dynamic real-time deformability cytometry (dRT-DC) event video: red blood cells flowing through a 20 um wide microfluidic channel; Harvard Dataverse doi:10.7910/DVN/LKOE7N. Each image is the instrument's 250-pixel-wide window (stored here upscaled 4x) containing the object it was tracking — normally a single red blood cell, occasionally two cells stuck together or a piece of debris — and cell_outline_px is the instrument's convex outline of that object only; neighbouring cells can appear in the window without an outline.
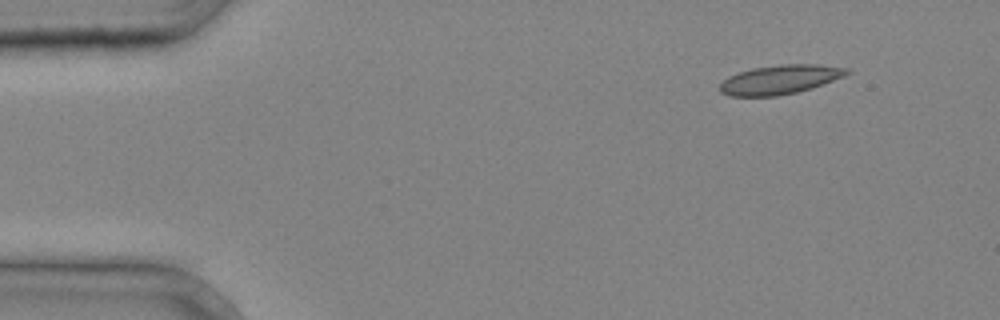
{"species": "common noctule bat (a hibernating species)", "species_latin": "Nyctalus noctula", "temperature_condition": "cold", "stored_images_in_passage": 2, "camera_frame_rate_fps": 3000, "um_per_image_px": 0.085, "animal": {"sex": "male", "body_mass_g": 20.4}, "frame": {"image": 1, "passage_image": 2, "time_ms": 0.333, "image_size_px": [1000, 320], "cell_outline_px": [[852, 72], [844, 76], [812, 88], [796, 92], [776, 96], [728, 96], [720, 92], [720, 84], [728, 76], [752, 68], [780, 64], [816, 64], [848, 68]], "centroid_in_image_um": [66.3, 6.76], "position_along_channel_um": 18.7, "area_um2": 21.56}}